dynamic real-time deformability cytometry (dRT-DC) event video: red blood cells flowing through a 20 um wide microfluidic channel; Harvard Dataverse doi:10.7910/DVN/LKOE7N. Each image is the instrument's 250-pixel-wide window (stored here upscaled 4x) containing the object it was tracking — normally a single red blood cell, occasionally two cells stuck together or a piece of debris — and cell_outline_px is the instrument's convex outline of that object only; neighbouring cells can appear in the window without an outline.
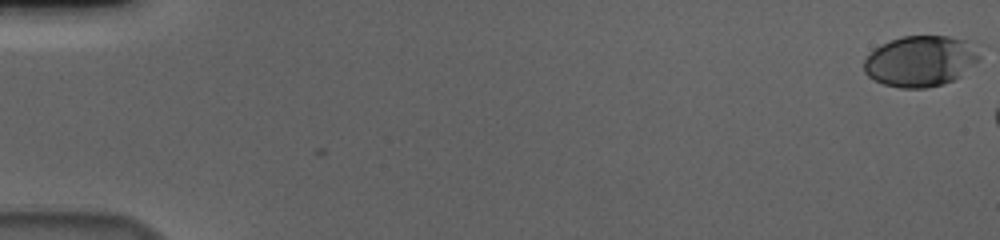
{"species": "human", "species_latin": "Homo sapiens", "temperature_condition": "cold", "stored_images_in_passage": 10, "camera_frame_rate_fps": 3000, "um_per_image_px": 0.085, "donor": {"sex": "male"}, "frame": {"image": 1, "passage_image": 1, "time_ms": 0.0, "image_size_px": [1000, 240], "cell_outline_px": [[980, 60], [960, 76], [944, 84], [924, 88], [900, 88], [884, 84], [868, 76], [864, 72], [864, 60], [876, 48], [892, 40], [904, 36], [948, 36], [964, 40], [980, 56]], "centroid_in_image_um": [78.22, 5.21], "position_along_channel_um": 6.8, "area_um2": 33.64}}